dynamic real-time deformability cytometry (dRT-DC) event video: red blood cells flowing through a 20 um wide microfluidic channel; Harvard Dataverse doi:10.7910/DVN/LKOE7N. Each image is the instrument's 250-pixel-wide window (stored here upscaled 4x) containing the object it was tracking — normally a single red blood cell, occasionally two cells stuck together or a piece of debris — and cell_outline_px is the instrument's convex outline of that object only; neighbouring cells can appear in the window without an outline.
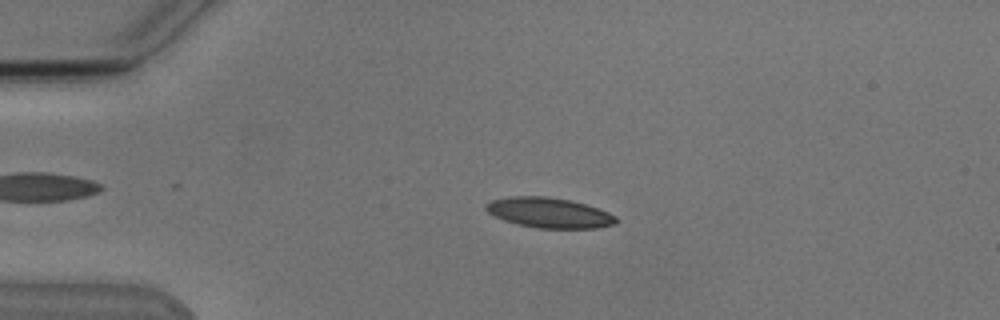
{"species": "Egyptian fruit bat (a non-hibernating species)", "species_latin": "Rousettus aegyptiacus", "temperature_condition": "cold", "stored_images_in_passage": 4, "camera_frame_rate_fps": 3000, "um_per_image_px": 0.085, "animal": {"sex": "male"}, "frame": {"image": 1, "passage_image": 3, "time_ms": 2.333, "image_size_px": [1000, 320], "cell_outline_px": [[616, 224], [596, 228], [536, 228], [516, 224], [504, 220], [488, 212], [484, 208], [484, 204], [492, 200], [512, 196], [544, 196], [572, 200], [608, 212], [616, 216]], "centroid_in_image_um": [46.66, 18.08], "position_along_channel_um": 38.3, "area_um2": 22.83}}